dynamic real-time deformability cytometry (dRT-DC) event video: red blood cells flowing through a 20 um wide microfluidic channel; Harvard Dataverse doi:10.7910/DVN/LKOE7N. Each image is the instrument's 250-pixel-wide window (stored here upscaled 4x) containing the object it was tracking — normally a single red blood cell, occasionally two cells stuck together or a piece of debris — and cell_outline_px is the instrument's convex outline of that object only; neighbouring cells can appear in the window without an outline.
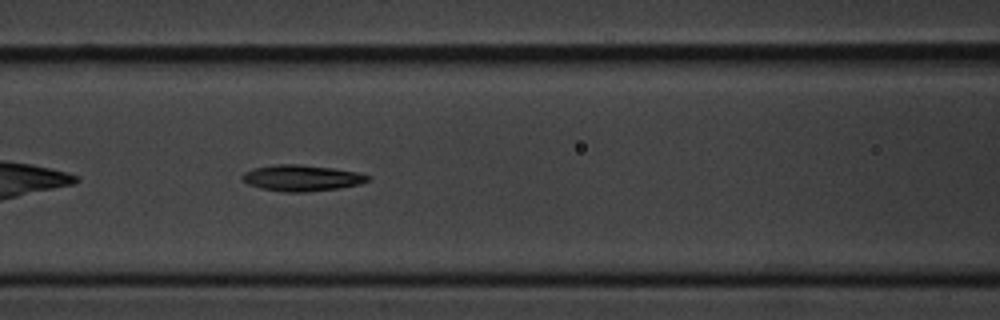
{"species": "common noctule bat (a hibernating species)", "species_latin": "Nyctalus noctula", "temperature_condition": "cold", "stored_images_in_passage": 9, "camera_frame_rate_fps": 3000, "um_per_image_px": 0.085, "animal": {"sex": "male", "body_mass_g": 20.1, "forearm_length_mm": 53.5}, "frame": {"image": 1, "passage_image": 6, "time_ms": 5.667, "image_size_px": [1000, 320], "cell_outline_px": [[368, 180], [360, 184], [340, 188], [304, 192], [284, 192], [260, 188], [248, 184], [240, 176], [244, 172], [252, 168], [276, 164], [300, 164], [332, 168], [356, 172], [368, 176]], "centroid_in_image_um": [25.59, 15.13], "position_along_channel_um": 141.0, "area_um2": 19.02}}
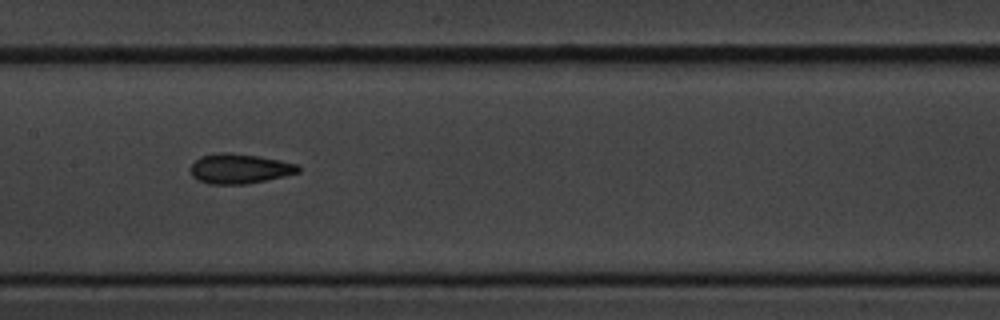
{"frame": {"image": 2, "passage_image": 8, "time_ms": 9.0, "image_size_px": [1000, 320], "cell_outline_px": [[300, 172], [284, 176], [244, 184], [208, 184], [196, 180], [192, 176], [188, 168], [200, 156], [216, 152], [228, 152], [256, 156], [280, 160], [296, 164], [300, 168]], "centroid_in_image_um": [20.29, 14.33], "position_along_channel_um": 187.1, "area_um2": 18.79}}
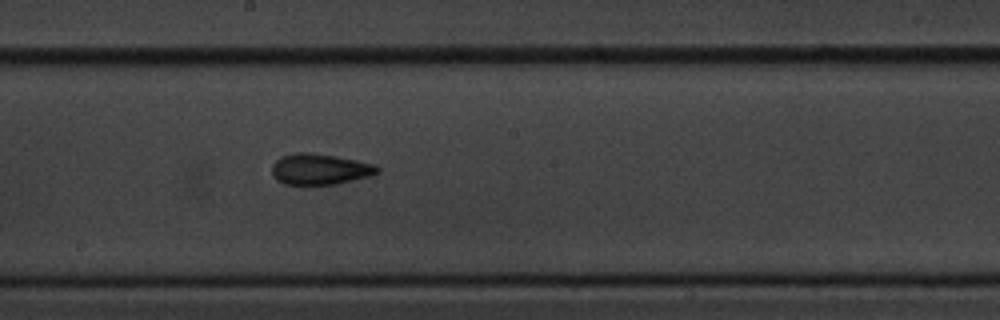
{"frame": {"image": 3, "passage_image": 9, "time_ms": 10.0, "image_size_px": [1000, 320], "cell_outline_px": [[380, 172], [368, 176], [336, 184], [284, 184], [276, 180], [272, 176], [272, 164], [280, 156], [296, 152], [312, 152], [336, 156], [356, 160], [372, 164], [380, 168]], "centroid_in_image_um": [27.14, 14.37], "position_along_channel_um": 221.1, "area_um2": 19.02}}